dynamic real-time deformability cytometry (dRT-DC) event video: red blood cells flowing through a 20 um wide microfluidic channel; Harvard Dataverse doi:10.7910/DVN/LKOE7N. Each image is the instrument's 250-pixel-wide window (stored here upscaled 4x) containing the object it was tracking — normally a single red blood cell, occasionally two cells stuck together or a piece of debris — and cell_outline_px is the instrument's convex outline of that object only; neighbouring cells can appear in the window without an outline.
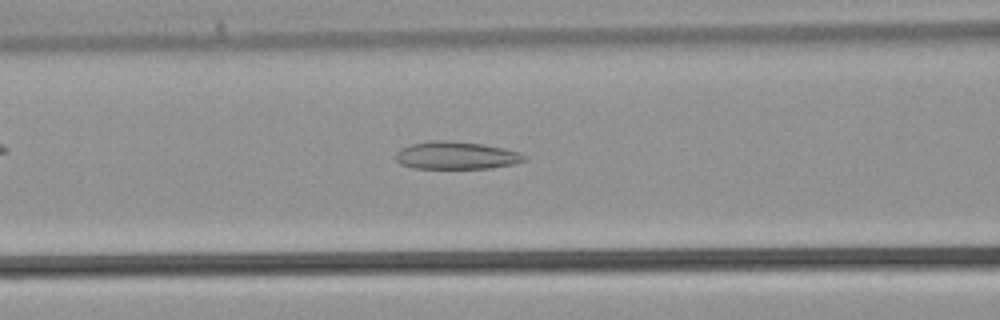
{"species": "common noctule bat (a hibernating species)", "species_latin": "Nyctalus noctula", "temperature_condition": "warm", "stored_images_in_passage": 38, "camera_frame_rate_fps": 3000, "um_per_image_px": 0.085, "animal": {"sex": "male", "body_mass_g": 21.5, "forearm_length_mm": 52.0}, "frame": {"image": 1, "passage_image": 15, "time_ms": 4.667, "image_size_px": [1000, 320], "cell_outline_px": [[528, 160], [516, 164], [492, 168], [412, 168], [400, 164], [396, 160], [396, 152], [400, 148], [412, 144], [432, 140], [448, 140], [484, 144], [504, 148], [520, 152], [528, 156]], "centroid_in_image_um": [38.83, 13.21], "position_along_channel_um": 127.8, "area_um2": 21.04}}
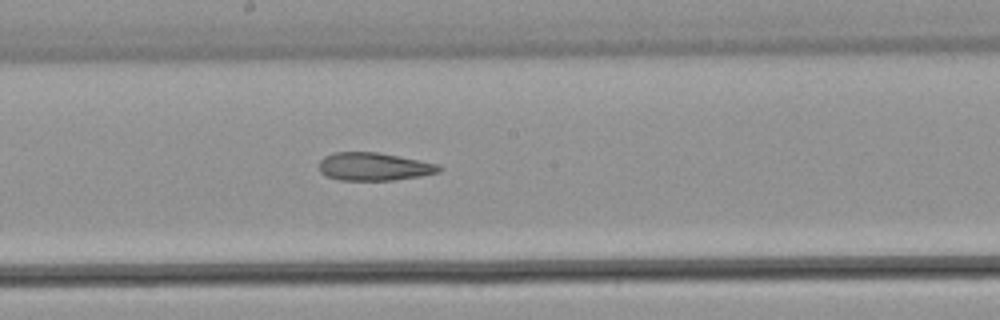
{"frame": {"image": 2, "passage_image": 20, "time_ms": 6.333, "image_size_px": [1000, 320], "cell_outline_px": [[444, 168], [440, 172], [420, 176], [396, 180], [340, 180], [328, 176], [320, 172], [320, 160], [324, 156], [336, 152], [376, 152], [436, 164]], "centroid_in_image_um": [31.78, 14.17], "position_along_channel_um": 216.4, "area_um2": 19.31}}
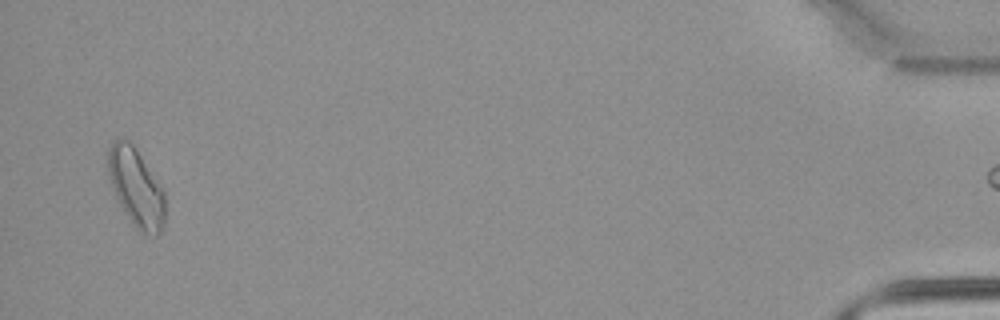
{"frame": {"image": 3, "passage_image": 37, "time_ms": 12.0, "image_size_px": [1000, 320], "cell_outline_px": [[164, 224], [160, 232], [156, 236], [140, 232], [136, 228], [124, 212], [112, 188], [108, 176], [108, 144], [116, 136], [120, 136], [128, 140], [132, 144], [164, 192]], "centroid_in_image_um": [11.52, 15.91], "position_along_channel_um": 423.7, "area_um2": 25.78}}